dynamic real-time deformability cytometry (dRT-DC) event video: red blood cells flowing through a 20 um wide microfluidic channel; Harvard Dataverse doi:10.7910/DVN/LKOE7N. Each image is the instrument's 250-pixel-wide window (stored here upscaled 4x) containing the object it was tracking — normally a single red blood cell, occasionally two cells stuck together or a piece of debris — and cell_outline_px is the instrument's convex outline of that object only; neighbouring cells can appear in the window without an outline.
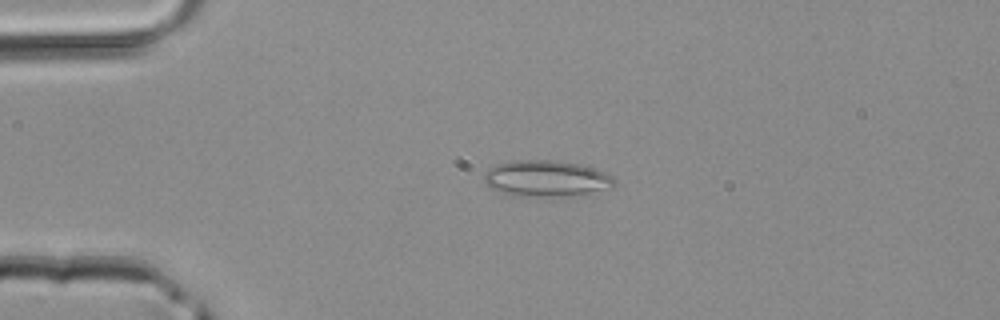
{"species": "common noctule bat (a hibernating species)", "species_latin": "Nyctalus noctula", "temperature_condition": "room temperature", "stored_images_in_passage": 2, "camera_frame_rate_fps": 3000, "um_per_image_px": 0.085, "animal": {"sex": "male", "body_mass_g": 20.4}, "frame": {"image": 1, "passage_image": 1, "time_ms": 0.0, "image_size_px": [1000, 320], "cell_outline_px": [[616, 184], [612, 188], [580, 196], [516, 196], [492, 188], [484, 180], [484, 172], [496, 164], [512, 160], [552, 160], [580, 164], [604, 172], [612, 176], [616, 180]], "centroid_in_image_um": [46.49, 15.18], "position_along_channel_um": 38.5, "area_um2": 27.69}}